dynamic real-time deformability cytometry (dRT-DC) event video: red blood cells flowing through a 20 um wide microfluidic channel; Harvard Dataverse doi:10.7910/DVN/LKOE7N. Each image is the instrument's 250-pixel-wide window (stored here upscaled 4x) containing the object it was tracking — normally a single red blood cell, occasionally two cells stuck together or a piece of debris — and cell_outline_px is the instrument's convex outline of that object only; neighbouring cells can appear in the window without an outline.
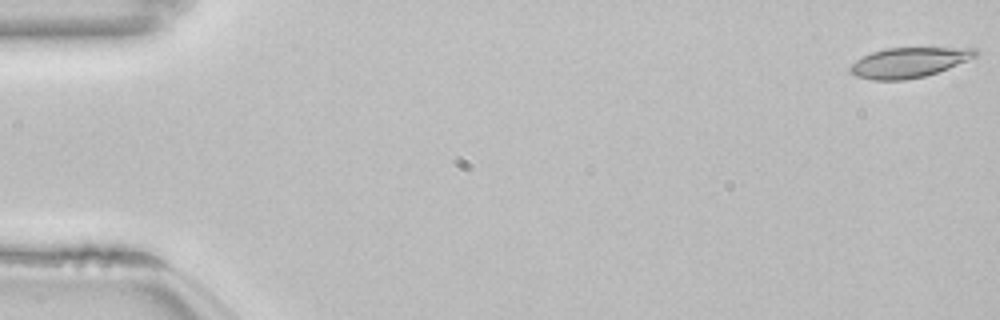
{"species": "common noctule bat (a hibernating species)", "species_latin": "Nyctalus noctula", "temperature_condition": "room temperature", "stored_images_in_passage": 54, "camera_frame_rate_fps": 3000, "um_per_image_px": 0.085, "animal": {"sex": "female", "body_mass_g": 22.7, "forearm_length_mm": 54.2}, "frame": {"image": 1, "passage_image": 1, "time_ms": 0.0, "image_size_px": [1000, 320], "cell_outline_px": [[976, 56], [948, 68], [924, 76], [904, 80], [872, 80], [856, 76], [848, 68], [856, 60], [872, 52], [884, 48], [976, 48]], "centroid_in_image_um": [77.21, 5.31], "position_along_channel_um": 7.8, "area_um2": 21.56}}
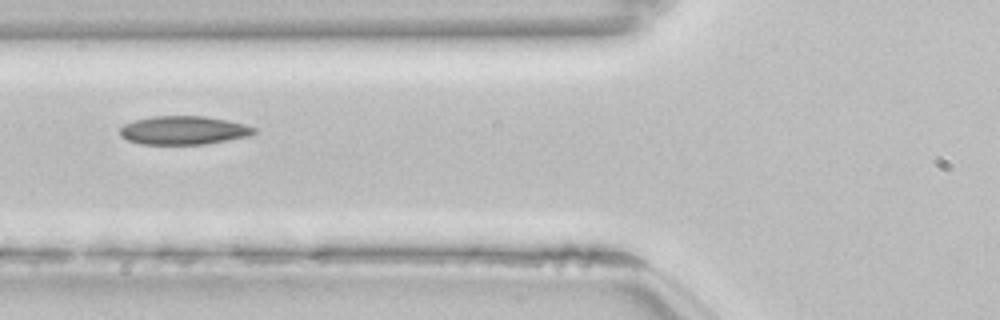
{"frame": {"image": 2, "passage_image": 21, "time_ms": 6.667, "image_size_px": [1000, 320], "cell_outline_px": [[256, 132], [248, 136], [204, 144], [140, 144], [128, 140], [120, 136], [120, 128], [124, 124], [136, 120], [152, 116], [204, 116], [228, 120], [244, 124], [256, 128]], "centroid_in_image_um": [15.59, 11.07], "position_along_channel_um": 110.2, "area_um2": 22.2}}
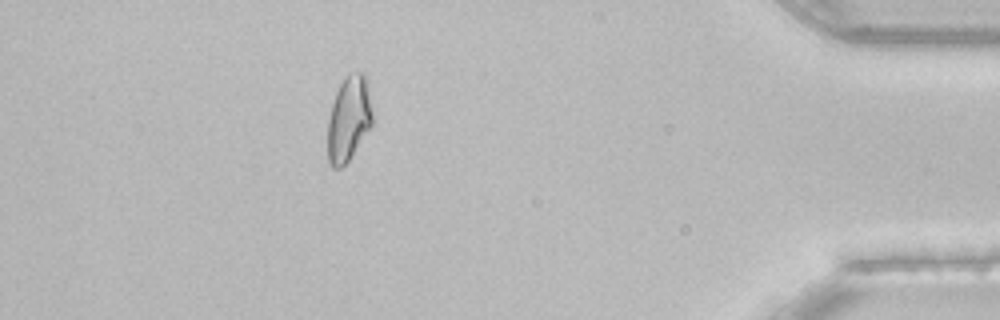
{"frame": {"image": 3, "passage_image": 48, "time_ms": 15.667, "image_size_px": [1000, 320], "cell_outline_px": [[372, 124], [348, 160], [340, 168], [332, 168], [328, 164], [328, 120], [332, 104], [336, 92], [344, 76], [348, 72], [364, 72], [368, 88], [372, 112]], "centroid_in_image_um": [29.63, 10.06], "position_along_channel_um": 405.6, "area_um2": 22.02}, "authors_computed_cell_mechanics": {"area_um2": 21.9929, "velocity_mm_per_s": 3.842, "shape_relaxation_time_tau1_ms": null, "shape_relaxation_time_tau2_ms": 3.565, "deformation_change_tau1": null, "deformation_change_tau2": 0.1002}}